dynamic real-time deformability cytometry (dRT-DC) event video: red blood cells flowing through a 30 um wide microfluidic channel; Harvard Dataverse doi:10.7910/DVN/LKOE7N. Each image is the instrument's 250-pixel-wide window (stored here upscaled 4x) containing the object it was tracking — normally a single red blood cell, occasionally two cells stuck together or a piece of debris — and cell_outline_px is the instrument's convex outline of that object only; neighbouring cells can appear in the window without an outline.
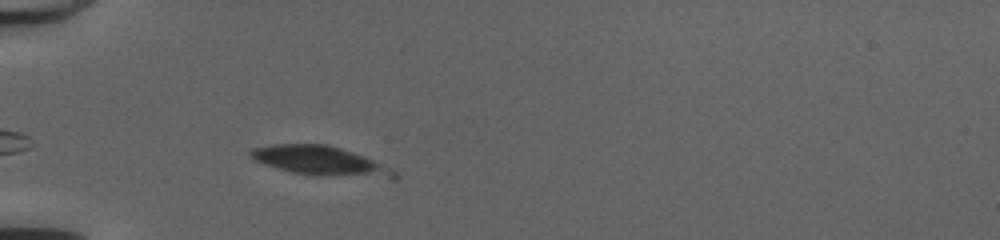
{"species": "common noctule bat (a hibernating species)", "species_latin": "Nyctalus noctula", "temperature_condition": "cold", "stored_images_in_passage": 5, "camera_frame_rate_fps": 3000, "um_per_image_px": 0.085, "animal": {"sex": "female", "body_mass_g": 20.0, "forearm_length_mm": 54.0}, "frame": {"image": 1, "passage_image": 4, "time_ms": 1.0, "image_size_px": [1000, 240], "cell_outline_px": [[396, 180], [316, 176], [292, 172], [264, 164], [248, 156], [248, 152], [252, 148], [276, 144], [328, 144], [364, 156], [396, 172]], "centroid_in_image_um": [27.27, 13.71], "position_along_channel_um": 57.7, "area_um2": 24.85}}